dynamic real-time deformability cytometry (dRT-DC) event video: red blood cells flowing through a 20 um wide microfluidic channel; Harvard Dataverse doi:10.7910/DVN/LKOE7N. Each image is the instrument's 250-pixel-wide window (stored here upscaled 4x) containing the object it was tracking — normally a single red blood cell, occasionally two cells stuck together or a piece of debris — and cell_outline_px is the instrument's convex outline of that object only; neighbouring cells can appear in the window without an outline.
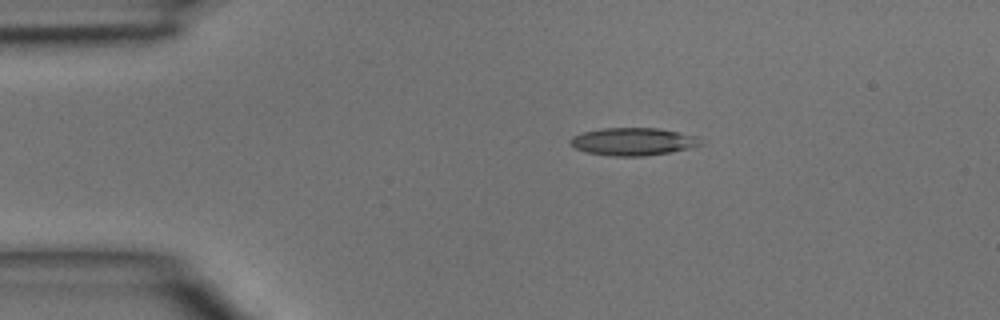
{"species": "common noctule bat (a hibernating species)", "species_latin": "Nyctalus noctula", "temperature_condition": "room temperature", "stored_images_in_passage": 3, "camera_frame_rate_fps": 3000, "um_per_image_px": 0.085, "animal": {"sex": "male", "body_mass_g": 15.6}, "frame": {"image": 1, "passage_image": 2, "time_ms": 0.333, "image_size_px": [1000, 320], "cell_outline_px": [[700, 144], [688, 148], [668, 152], [644, 156], [612, 156], [584, 152], [568, 144], [568, 140], [572, 136], [580, 132], [600, 128], [660, 128], [700, 136]], "centroid_in_image_um": [53.74, 12.02], "position_along_channel_um": 31.3, "area_um2": 21.21}}